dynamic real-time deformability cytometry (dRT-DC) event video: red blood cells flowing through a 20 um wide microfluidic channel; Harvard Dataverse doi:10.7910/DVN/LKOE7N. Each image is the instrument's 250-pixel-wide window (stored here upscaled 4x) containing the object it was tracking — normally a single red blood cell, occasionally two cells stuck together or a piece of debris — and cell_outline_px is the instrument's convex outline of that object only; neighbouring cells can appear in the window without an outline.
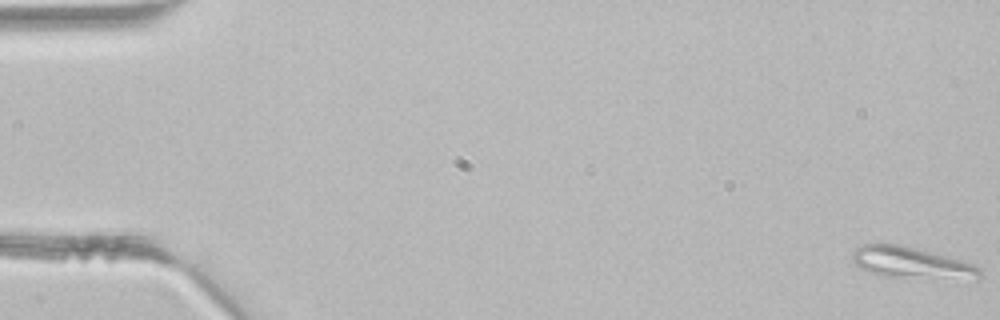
{"species": "common noctule bat (a hibernating species)", "species_latin": "Nyctalus noctula", "temperature_condition": "room temperature", "stored_images_in_passage": 44, "camera_frame_rate_fps": 3000, "um_per_image_px": 0.085, "animal": {"sex": "male", "body_mass_g": 21.5, "forearm_length_mm": 52.0}, "frame": {"image": 1, "passage_image": 1, "time_ms": 0.0, "image_size_px": [1000, 320], "cell_outline_px": [[980, 276], [880, 276], [856, 264], [852, 260], [852, 252], [856, 248], [864, 244], [904, 244], [972, 264], [980, 268]], "centroid_in_image_um": [77.3, 22.26], "position_along_channel_um": 7.7, "area_um2": 21.68}}
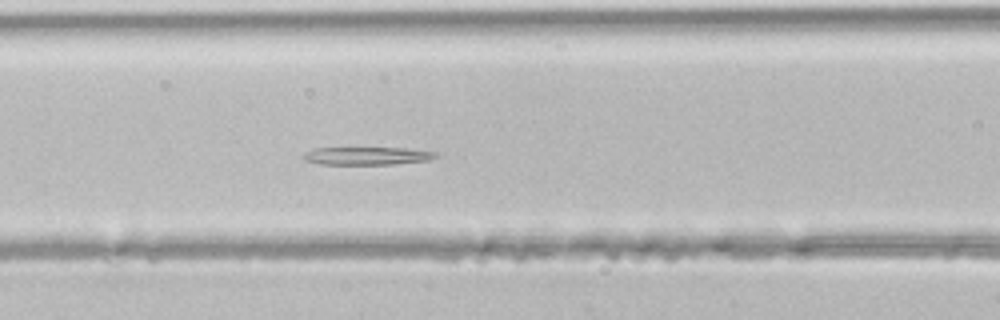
{"frame": {"image": 2, "passage_image": 19, "time_ms": 6.0, "image_size_px": [1000, 320], "cell_outline_px": [[440, 156], [428, 160], [392, 164], [320, 164], [304, 160], [304, 152], [316, 148], [404, 148], [436, 152]], "centroid_in_image_um": [31.21, 13.24], "position_along_channel_um": 135.4, "area_um2": 13.64}}
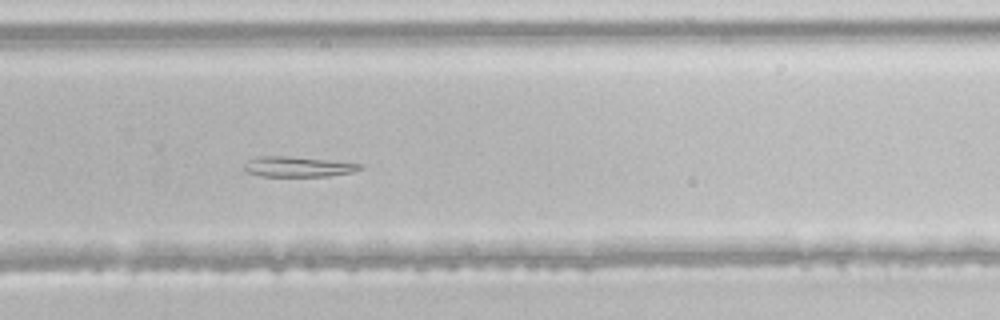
{"frame": {"image": 3, "passage_image": 30, "time_ms": 9.667, "image_size_px": [1000, 320], "cell_outline_px": [[364, 164], [360, 168], [352, 172], [328, 176], [260, 176], [248, 172], [244, 168], [244, 164], [256, 156], [284, 156], [328, 160]], "centroid_in_image_um": [25.3, 14.17], "position_along_channel_um": 304.5, "area_um2": 13.47}}